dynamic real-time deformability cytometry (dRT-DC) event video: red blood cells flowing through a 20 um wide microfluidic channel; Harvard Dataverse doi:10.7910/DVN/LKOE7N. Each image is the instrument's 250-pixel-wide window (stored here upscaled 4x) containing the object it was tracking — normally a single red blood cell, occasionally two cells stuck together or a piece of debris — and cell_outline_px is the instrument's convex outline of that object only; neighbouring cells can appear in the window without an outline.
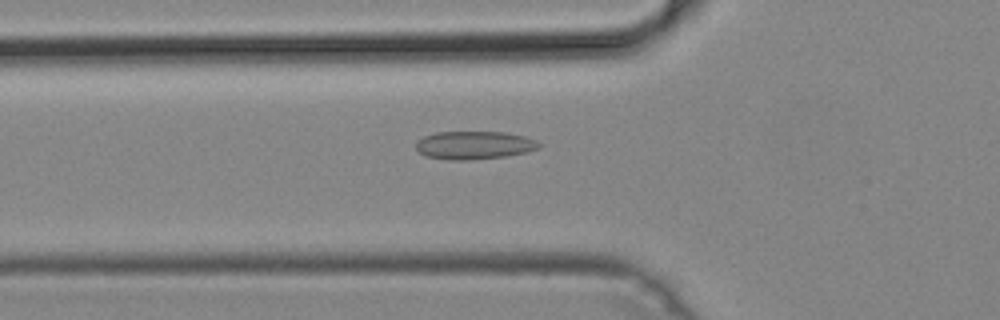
{"species": "common noctule bat (a hibernating species)", "species_latin": "Nyctalus noctula", "temperature_condition": "cold", "stored_images_in_passage": 48, "camera_frame_rate_fps": 3000, "um_per_image_px": 0.085, "animal": {"sex": "male", "body_mass_g": 19.2, "forearm_length_mm": 51.8}, "frame": {"image": 1, "passage_image": 15, "time_ms": 4.667, "image_size_px": [1000, 320], "cell_outline_px": [[540, 148], [528, 152], [504, 156], [468, 160], [448, 160], [424, 156], [416, 148], [416, 144], [424, 136], [436, 132], [504, 132], [524, 136], [536, 140], [540, 144]], "centroid_in_image_um": [40.32, 12.34], "position_along_channel_um": 85.5, "area_um2": 20.11}}
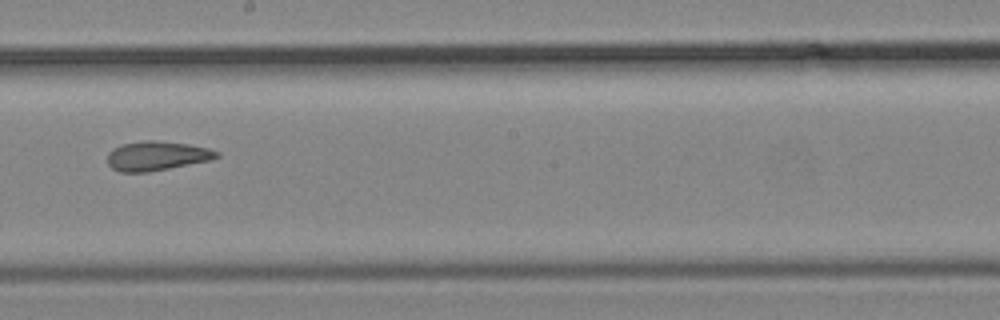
{"frame": {"image": 2, "passage_image": 26, "time_ms": 8.333, "image_size_px": [1000, 320], "cell_outline_px": [[220, 156], [208, 160], [148, 172], [120, 172], [112, 168], [108, 164], [108, 152], [112, 148], [124, 144], [144, 140], [156, 140], [188, 144], [208, 148], [220, 152]], "centroid_in_image_um": [13.3, 13.24], "position_along_channel_um": 234.9, "area_um2": 18.5}}
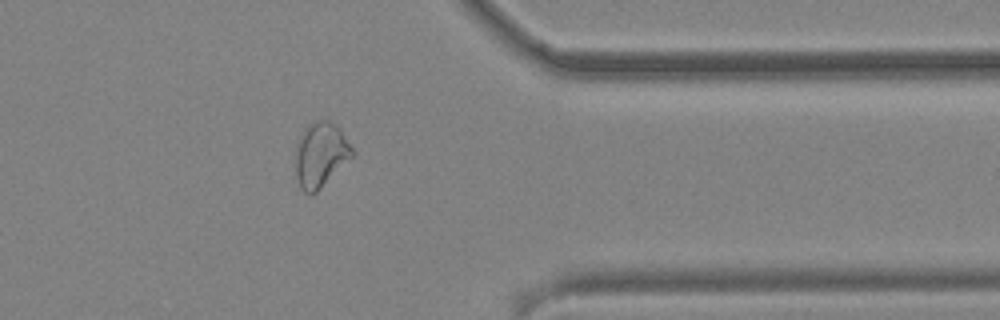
{"frame": {"image": 3, "passage_image": 38, "time_ms": 12.333, "image_size_px": [1000, 320], "cell_outline_px": [[356, 152], [312, 196], [308, 196], [300, 188], [296, 176], [296, 144], [304, 128], [308, 124], [316, 120], [328, 120], [336, 124], [340, 128]], "centroid_in_image_um": [27.24, 13.14], "position_along_channel_um": 384.2, "area_um2": 21.5}}